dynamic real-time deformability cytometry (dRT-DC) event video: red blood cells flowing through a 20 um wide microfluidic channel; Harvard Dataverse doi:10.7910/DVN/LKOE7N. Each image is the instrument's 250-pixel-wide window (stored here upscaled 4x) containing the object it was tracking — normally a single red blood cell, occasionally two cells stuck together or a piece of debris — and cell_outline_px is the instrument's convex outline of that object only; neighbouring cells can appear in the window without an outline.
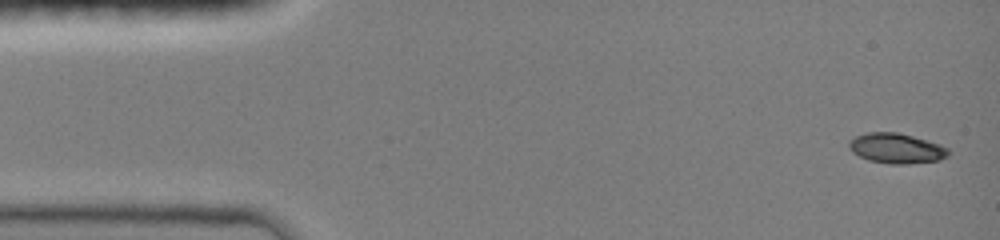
{"species": "common noctule bat (a hibernating species)", "species_latin": "Nyctalus noctula", "temperature_condition": "room temperature", "stored_images_in_passage": 6, "camera_frame_rate_fps": 3000, "um_per_image_px": 0.085, "animal": {"sex": "female", "body_mass_g": 19.0, "forearm_length_mm": 51.5}, "frame": {"image": 1, "passage_image": 1, "time_ms": 0.0, "image_size_px": [1000, 240], "cell_outline_px": [[952, 152], [948, 156], [940, 160], [908, 164], [892, 164], [868, 160], [852, 152], [848, 148], [848, 140], [856, 136], [868, 132], [896, 132], [912, 136], [940, 144], [948, 148]], "centroid_in_image_um": [76.2, 12.61], "position_along_channel_um": 8.8, "area_um2": 17.57}}
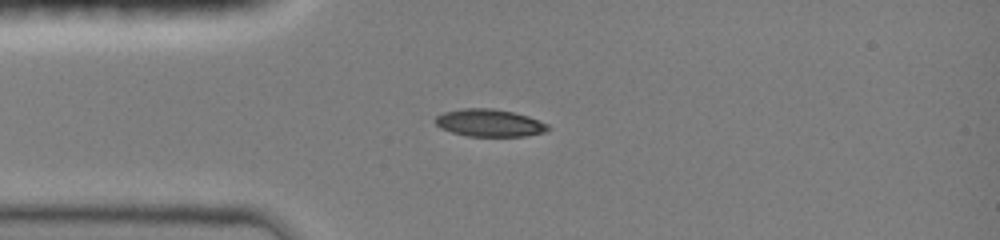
{"frame": {"image": 2, "passage_image": 5, "time_ms": 3.333, "image_size_px": [1000, 240], "cell_outline_px": [[548, 128], [544, 132], [524, 136], [468, 136], [452, 132], [440, 128], [432, 120], [436, 116], [444, 112], [460, 108], [492, 108], [512, 112], [528, 116], [548, 124]], "centroid_in_image_um": [41.54, 10.44], "position_along_channel_um": 43.5, "area_um2": 17.98}}